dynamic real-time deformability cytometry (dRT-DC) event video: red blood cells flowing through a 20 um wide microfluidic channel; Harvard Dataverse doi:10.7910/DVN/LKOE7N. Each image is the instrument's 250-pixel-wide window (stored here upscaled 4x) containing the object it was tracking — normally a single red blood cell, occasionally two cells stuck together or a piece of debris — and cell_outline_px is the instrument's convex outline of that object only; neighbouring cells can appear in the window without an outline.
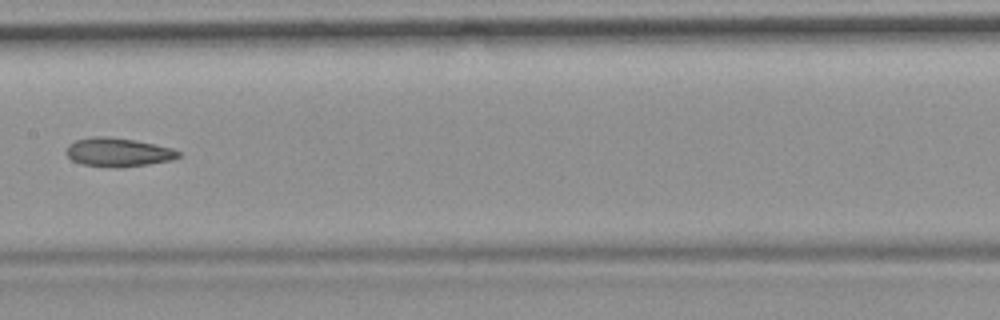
{"species": "common noctule bat (a hibernating species)", "species_latin": "Nyctalus noctula", "temperature_condition": "room temperature", "stored_images_in_passage": 9, "camera_frame_rate_fps": 3000, "um_per_image_px": 0.085, "animal": {"sex": "female", "body_mass_g": 19.9}, "frame": {"image": 1, "passage_image": 6, "time_ms": 6.667, "image_size_px": [1000, 320], "cell_outline_px": [[180, 156], [172, 160], [148, 164], [116, 168], [84, 164], [72, 160], [64, 152], [68, 144], [76, 140], [92, 136], [108, 136], [132, 140], [172, 148], [180, 152]], "centroid_in_image_um": [10.0, 12.94], "position_along_channel_um": 197.4, "area_um2": 18.67}}